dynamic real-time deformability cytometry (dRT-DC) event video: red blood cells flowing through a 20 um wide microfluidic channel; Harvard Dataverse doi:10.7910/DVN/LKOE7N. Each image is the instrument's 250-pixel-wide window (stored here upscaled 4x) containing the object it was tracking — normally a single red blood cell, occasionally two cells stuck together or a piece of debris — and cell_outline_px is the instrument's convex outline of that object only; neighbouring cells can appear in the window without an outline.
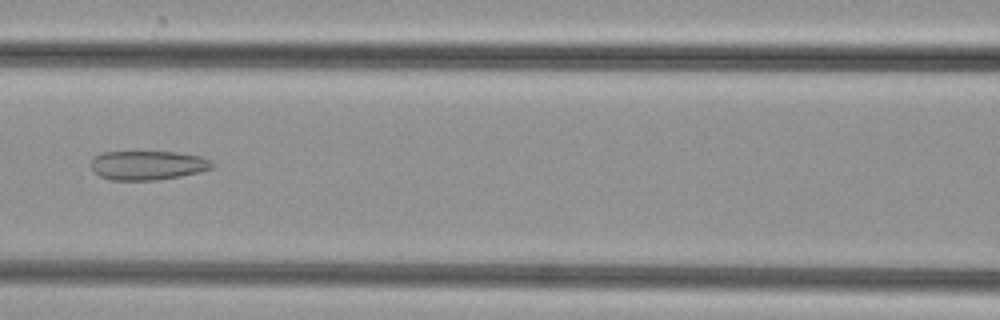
{"species": "common noctule bat (a hibernating species)", "species_latin": "Nyctalus noctula", "temperature_condition": "cold", "stored_images_in_passage": 51, "camera_frame_rate_fps": 3000, "um_per_image_px": 0.085, "animal": {"sex": "female", "body_mass_g": 29.2, "forearm_length_mm": 56.3}, "frame": {"image": 1, "passage_image": 24, "time_ms": 7.667, "image_size_px": [1000, 320], "cell_outline_px": [[216, 164], [212, 168], [200, 172], [180, 176], [156, 180], [112, 180], [100, 176], [92, 172], [92, 160], [100, 152], [176, 152], [200, 156], [212, 160]], "centroid_in_image_um": [12.58, 14.05], "position_along_channel_um": 154.0, "area_um2": 20.69}}
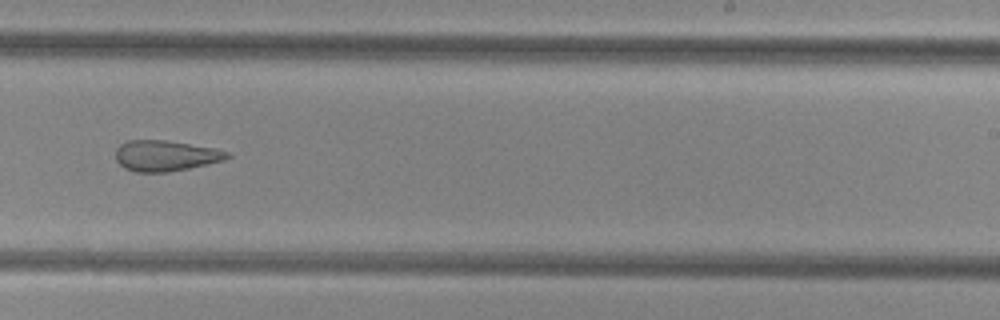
{"frame": {"image": 2, "passage_image": 33, "time_ms": 10.667, "image_size_px": [1000, 320], "cell_outline_px": [[232, 156], [224, 160], [188, 168], [168, 172], [136, 172], [124, 168], [116, 160], [116, 148], [120, 144], [128, 140], [168, 140], [216, 148], [228, 152]], "centroid_in_image_um": [14.07, 13.23], "position_along_channel_um": 274.9, "area_um2": 20.06}}
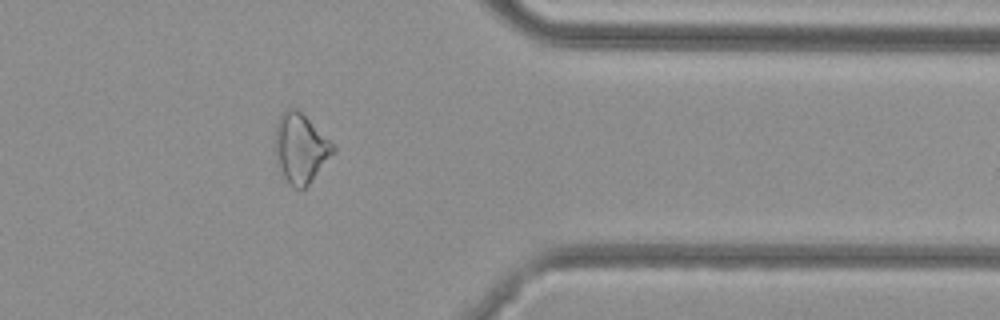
{"frame": {"image": 3, "passage_image": 42, "time_ms": 13.667, "image_size_px": [1000, 320], "cell_outline_px": [[336, 152], [308, 184], [304, 188], [296, 188], [288, 184], [280, 176], [276, 164], [276, 124], [280, 116], [288, 108], [296, 108], [336, 148]], "centroid_in_image_um": [25.52, 12.66], "position_along_channel_um": 385.9, "area_um2": 23.12}}